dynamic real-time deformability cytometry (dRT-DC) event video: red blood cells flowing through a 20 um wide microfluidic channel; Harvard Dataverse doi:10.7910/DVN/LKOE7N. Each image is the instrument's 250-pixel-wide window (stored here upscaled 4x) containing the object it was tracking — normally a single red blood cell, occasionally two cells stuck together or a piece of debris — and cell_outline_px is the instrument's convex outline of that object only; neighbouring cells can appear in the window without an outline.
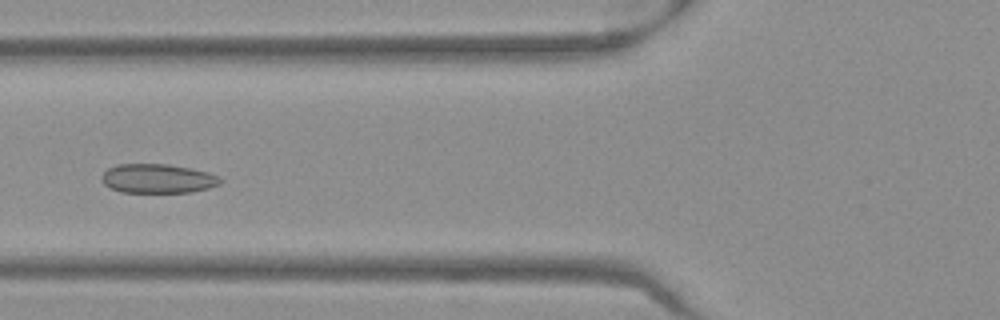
{"species": "Egyptian fruit bat (a non-hibernating species)", "species_latin": "Rousettus aegyptiacus", "temperature_condition": "warm", "stored_images_in_passage": 50, "camera_frame_rate_fps": 3000, "um_per_image_px": 0.085, "frame": {"image": 1, "passage_image": 19, "time_ms": 6.0, "image_size_px": [1000, 320], "cell_outline_px": [[224, 180], [220, 184], [208, 188], [192, 192], [120, 192], [104, 184], [100, 180], [100, 176], [108, 168], [116, 164], [168, 164], [208, 172], [220, 176]], "centroid_in_image_um": [13.41, 15.17], "position_along_channel_um": 112.4, "area_um2": 20.29}}
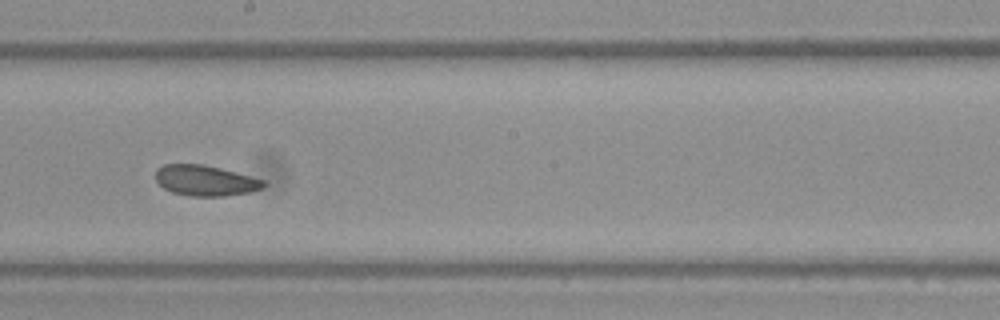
{"frame": {"image": 2, "passage_image": 28, "time_ms": 9.0, "image_size_px": [1000, 320], "cell_outline_px": [[268, 184], [264, 188], [248, 192], [224, 196], [192, 196], [172, 192], [164, 188], [156, 180], [156, 168], [164, 164], [204, 164], [252, 176], [264, 180]], "centroid_in_image_um": [17.48, 15.34], "position_along_channel_um": 230.7, "area_um2": 19.31}}
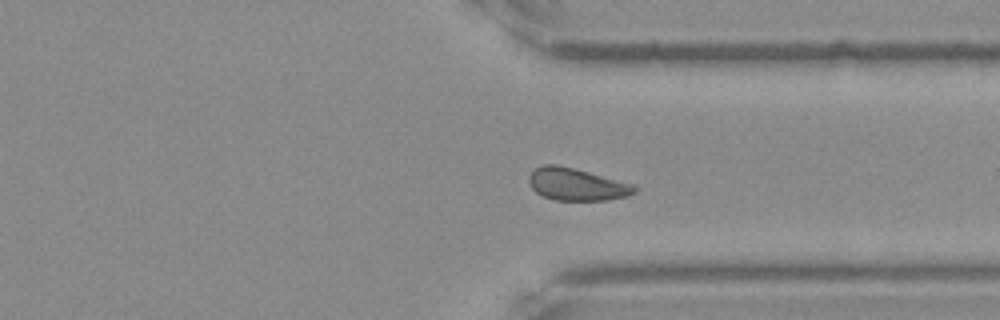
{"frame": {"image": 3, "passage_image": 38, "time_ms": 12.333, "image_size_px": [1000, 320], "cell_outline_px": [[640, 188], [636, 192], [624, 196], [608, 200], [556, 200], [544, 196], [536, 192], [528, 184], [528, 176], [536, 168], [544, 164], [556, 164], [636, 184]], "centroid_in_image_um": [49.04, 15.67], "position_along_channel_um": 362.4, "area_um2": 19.88}, "authors_computed_cell_mechanics": {"area_um2": 20.1722, "velocity_mm_per_s": 3.9401, "shape_relaxation_time_tau1_ms": null, "shape_relaxation_time_tau2_ms": 1.9198, "deformation_change_tau1": null, "deformation_change_tau2": 0.0701}}